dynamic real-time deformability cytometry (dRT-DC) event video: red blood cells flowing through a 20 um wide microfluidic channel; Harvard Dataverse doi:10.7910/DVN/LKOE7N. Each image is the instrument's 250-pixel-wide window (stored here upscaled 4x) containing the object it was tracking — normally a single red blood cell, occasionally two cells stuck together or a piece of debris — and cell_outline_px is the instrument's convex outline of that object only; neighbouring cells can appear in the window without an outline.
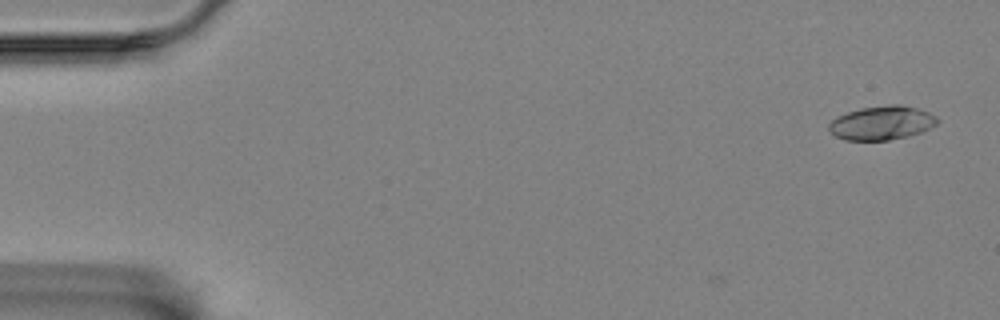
{"species": "Egyptian fruit bat (a non-hibernating species)", "species_latin": "Rousettus aegyptiacus", "temperature_condition": "room temperature", "stored_images_in_passage": 3, "camera_frame_rate_fps": 3000, "um_per_image_px": 0.085, "animal": {"sex": "female"}, "frame": {"image": 1, "passage_image": 3, "time_ms": 0.667, "image_size_px": [1000, 320], "cell_outline_px": [[940, 120], [936, 124], [920, 132], [908, 136], [888, 140], [844, 140], [836, 136], [828, 128], [828, 124], [836, 116], [860, 108], [888, 104], [900, 104], [916, 108], [928, 112], [936, 116]], "centroid_in_image_um": [74.94, 10.44], "position_along_channel_um": 10.1, "area_um2": 21.39}}